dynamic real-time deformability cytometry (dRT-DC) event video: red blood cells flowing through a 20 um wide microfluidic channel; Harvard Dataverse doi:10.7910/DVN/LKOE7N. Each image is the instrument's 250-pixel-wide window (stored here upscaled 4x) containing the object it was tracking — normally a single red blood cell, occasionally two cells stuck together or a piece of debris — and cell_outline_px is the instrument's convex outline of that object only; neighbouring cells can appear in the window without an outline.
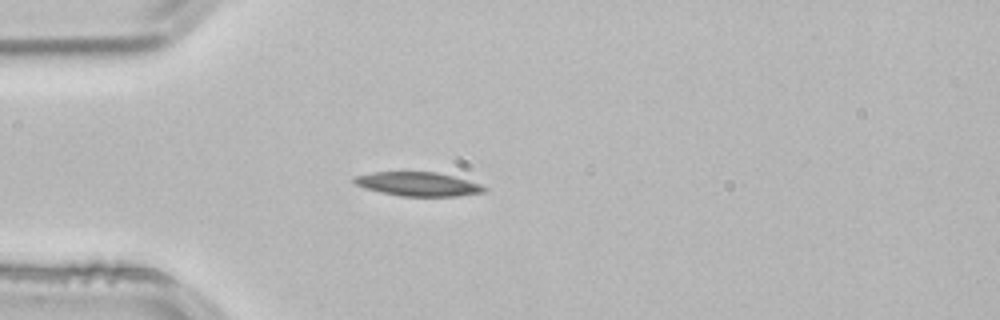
{"species": "common noctule bat (a hibernating species)", "species_latin": "Nyctalus noctula", "temperature_condition": "room temperature", "stored_images_in_passage": 39, "camera_frame_rate_fps": 3000, "um_per_image_px": 0.085, "animal": {"sex": "male", "body_mass_g": 21.5, "forearm_length_mm": 52.0}, "frame": {"image": 1, "passage_image": 1, "time_ms": 0.0, "image_size_px": [1000, 320], "cell_outline_px": [[488, 192], [460, 196], [400, 196], [380, 192], [364, 188], [356, 184], [352, 180], [352, 176], [372, 172], [436, 172], [452, 176], [480, 184], [488, 188]], "centroid_in_image_um": [35.53, 15.65], "position_along_channel_um": 49.5, "area_um2": 18.26}}
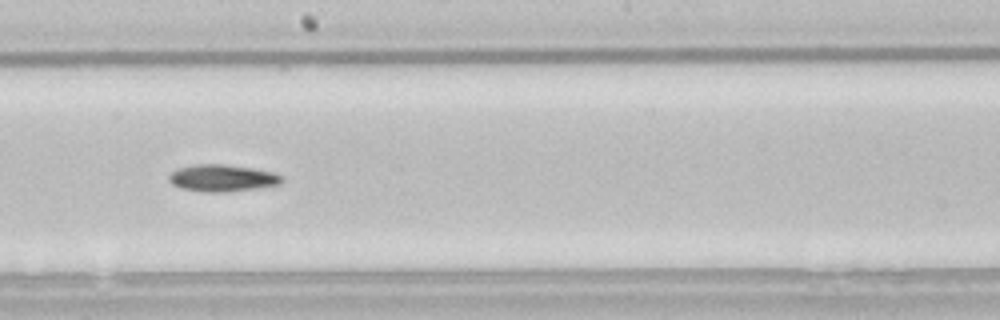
{"frame": {"image": 2, "passage_image": 16, "time_ms": 5.0, "image_size_px": [1000, 320], "cell_outline_px": [[284, 180], [280, 184], [256, 188], [228, 192], [204, 192], [184, 188], [172, 184], [168, 180], [168, 176], [176, 168], [192, 164], [224, 164], [252, 168], [272, 172], [284, 176]], "centroid_in_image_um": [18.89, 15.12], "position_along_channel_um": 229.3, "area_um2": 17.8}}
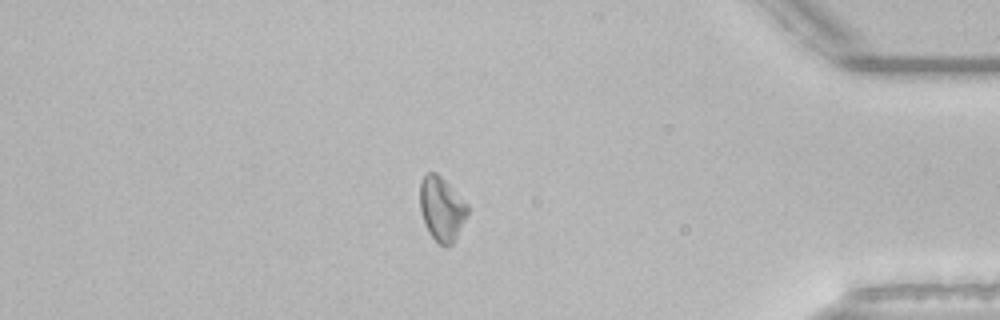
{"frame": {"image": 3, "passage_image": 32, "time_ms": 10.333, "image_size_px": [1000, 320], "cell_outline_px": [[468, 212], [452, 244], [440, 244], [428, 232], [420, 208], [420, 184], [424, 176], [428, 172], [436, 172], [468, 204]], "centroid_in_image_um": [37.53, 17.72], "position_along_channel_um": 397.7, "area_um2": 17.22}, "authors_computed_cell_mechanics": {"area_um2": 17.8024, "velocity_mm_per_s": 3.8309, "shape_relaxation_time_tau1_ms": 7.8667, "shape_relaxation_time_tau2_ms": null, "deformation_change_tau1": 0.1435, "deformation_change_tau2": null}}